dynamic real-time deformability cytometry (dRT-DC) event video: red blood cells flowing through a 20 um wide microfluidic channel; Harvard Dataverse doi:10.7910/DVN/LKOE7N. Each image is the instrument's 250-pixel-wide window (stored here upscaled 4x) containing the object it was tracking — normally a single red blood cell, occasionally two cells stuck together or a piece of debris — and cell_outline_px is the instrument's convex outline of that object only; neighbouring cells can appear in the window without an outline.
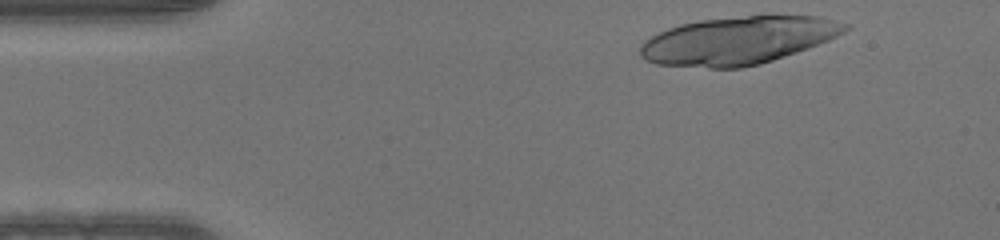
{"species": "human", "species_latin": "Homo sapiens", "temperature_condition": "warm", "stored_images_in_passage": 38, "camera_frame_rate_fps": 3000, "um_per_image_px": 0.085, "donor": {"sex": "male"}, "frame": {"image": 1, "passage_image": 1, "time_ms": 0.0, "image_size_px": [1000, 240], "cell_outline_px": [[852, 28], [828, 40], [808, 48], [760, 64], [740, 68], [708, 68], [656, 64], [644, 60], [640, 56], [640, 44], [644, 40], [668, 28], [680, 24], [700, 20], [748, 16], [820, 16], [848, 24]], "centroid_in_image_um": [62.71, 3.45], "position_along_channel_um": 22.3, "area_um2": 56.88}}